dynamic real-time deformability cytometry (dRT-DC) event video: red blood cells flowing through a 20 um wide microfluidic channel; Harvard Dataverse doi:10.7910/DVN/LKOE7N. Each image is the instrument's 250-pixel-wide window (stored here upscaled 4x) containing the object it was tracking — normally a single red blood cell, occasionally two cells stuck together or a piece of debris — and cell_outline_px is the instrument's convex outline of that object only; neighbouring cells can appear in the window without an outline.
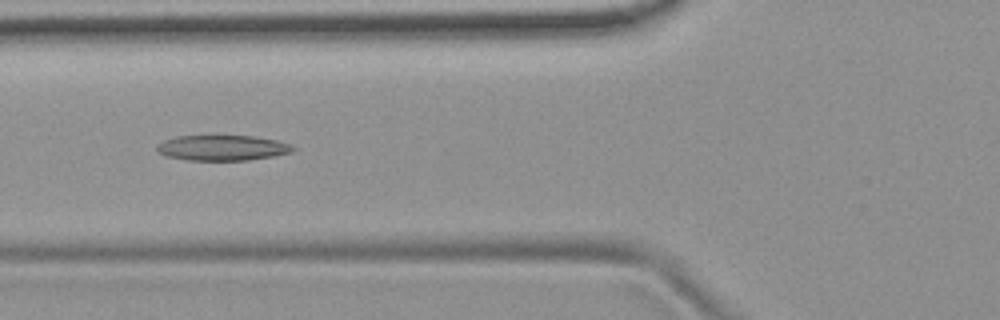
{"species": "common noctule bat (a hibernating species)", "species_latin": "Nyctalus noctula", "temperature_condition": "room temperature", "stored_images_in_passage": 53, "camera_frame_rate_fps": 3000, "um_per_image_px": 0.085, "animal": {"sex": "female", "body_mass_g": 19.9}, "frame": {"image": 1, "passage_image": 20, "time_ms": 6.333, "image_size_px": [1000, 320], "cell_outline_px": [[296, 148], [292, 152], [272, 156], [248, 160], [188, 160], [164, 156], [156, 152], [156, 144], [164, 140], [176, 136], [252, 136], [276, 140], [288, 144]], "centroid_in_image_um": [18.83, 12.57], "position_along_channel_um": 107.0, "area_um2": 20.11}}
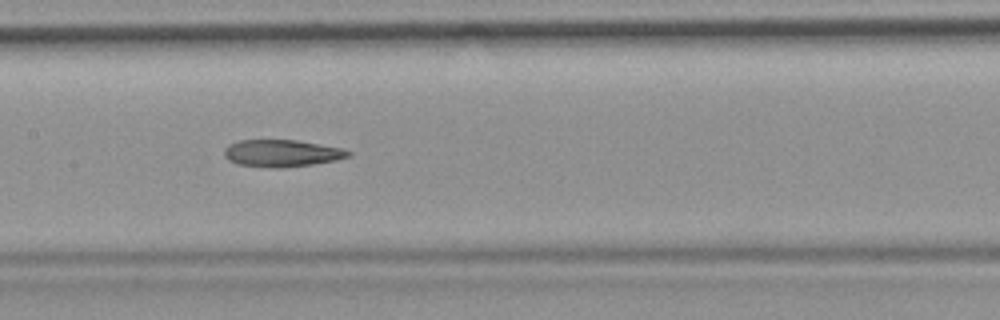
{"frame": {"image": 2, "passage_image": 26, "time_ms": 8.333, "image_size_px": [1000, 320], "cell_outline_px": [[352, 156], [336, 160], [312, 164], [284, 168], [272, 168], [236, 164], [228, 160], [224, 156], [224, 148], [228, 144], [240, 140], [296, 140], [344, 148], [352, 152]], "centroid_in_image_um": [23.96, 13.03], "position_along_channel_um": 183.4, "area_um2": 19.83}}
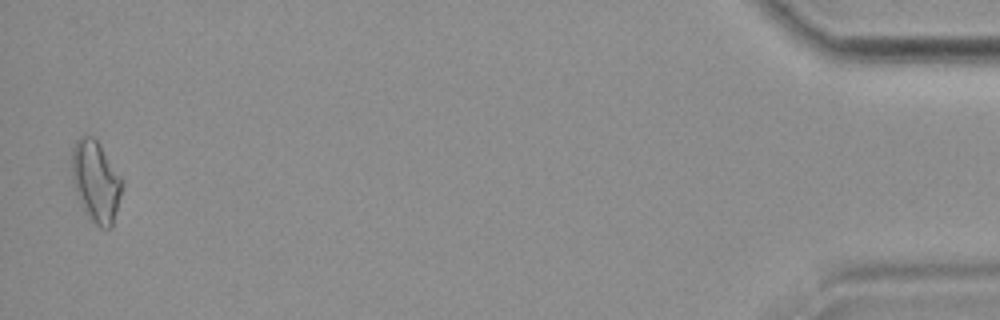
{"frame": {"image": 3, "passage_image": 52, "time_ms": 17.0, "image_size_px": [1000, 320], "cell_outline_px": [[124, 184], [112, 228], [100, 228], [92, 220], [84, 208], [80, 200], [72, 180], [72, 148], [76, 140], [80, 136], [92, 136], [96, 140], [124, 180]], "centroid_in_image_um": [8.18, 15.41], "position_along_channel_um": 427.0, "area_um2": 23.52}, "authors_computed_cell_mechanics": {"area_um2": 20.7502, "velocity_mm_per_s": 3.8246, "shape_relaxation_time_tau1_ms": null, "shape_relaxation_time_tau2_ms": 4.1298, "deformation_change_tau1": null, "deformation_change_tau2": 0.151}}